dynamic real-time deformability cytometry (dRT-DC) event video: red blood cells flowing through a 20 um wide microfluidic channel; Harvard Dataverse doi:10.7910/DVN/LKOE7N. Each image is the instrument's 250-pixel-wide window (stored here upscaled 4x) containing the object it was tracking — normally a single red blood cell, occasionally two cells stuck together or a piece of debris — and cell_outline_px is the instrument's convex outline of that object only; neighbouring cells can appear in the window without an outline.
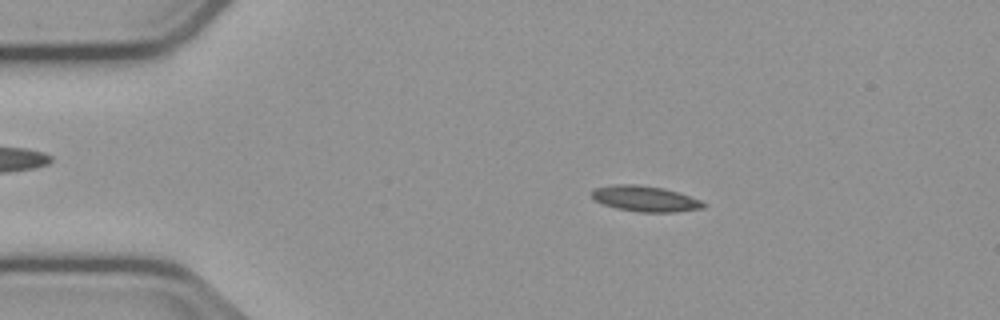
{"species": "common noctule bat (a hibernating species)", "species_latin": "Nyctalus noctula", "temperature_condition": "cold", "stored_images_in_passage": 47, "camera_frame_rate_fps": 3000, "um_per_image_px": 0.085, "animal": {"sex": "male", "body_mass_g": 23.1, "forearm_length_mm": 52.7}, "frame": {"image": 1, "passage_image": 3, "time_ms": 0.667, "image_size_px": [1000, 320], "cell_outline_px": [[704, 208], [676, 212], [640, 212], [616, 208], [604, 204], [596, 200], [592, 196], [592, 192], [596, 188], [612, 184], [636, 184], [664, 188], [700, 200], [704, 204]], "centroid_in_image_um": [54.83, 16.89], "position_along_channel_um": 30.2, "area_um2": 16.47}}
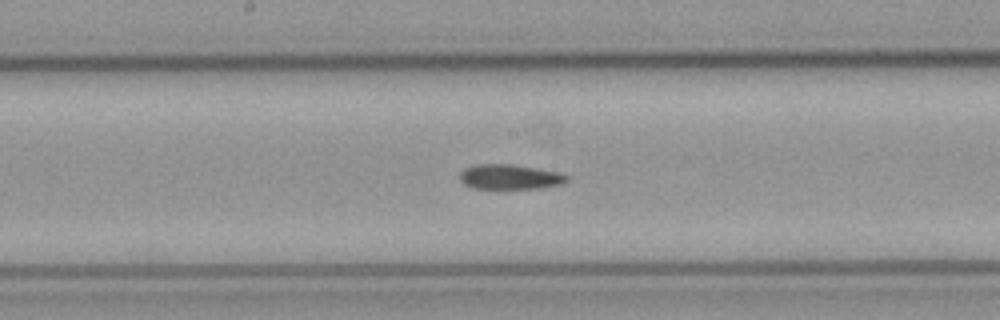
{"frame": {"image": 2, "passage_image": 21, "time_ms": 6.667, "image_size_px": [1000, 320], "cell_outline_px": [[568, 180], [560, 184], [540, 188], [472, 188], [464, 184], [460, 180], [460, 172], [464, 168], [476, 164], [512, 164], [536, 168], [556, 172], [568, 176]], "centroid_in_image_um": [43.29, 15.03], "position_along_channel_um": 204.9, "area_um2": 15.37}}
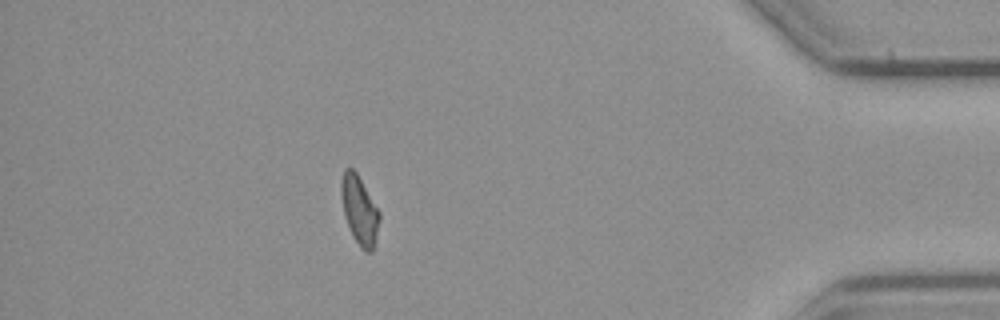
{"frame": {"image": 3, "passage_image": 41, "time_ms": 13.333, "image_size_px": [1000, 320], "cell_outline_px": [[380, 220], [372, 252], [364, 252], [360, 248], [352, 236], [344, 216], [340, 192], [340, 184], [344, 168], [352, 168], [356, 172], [380, 212]], "centroid_in_image_um": [30.53, 17.88], "position_along_channel_um": 404.7, "area_um2": 15.37}}